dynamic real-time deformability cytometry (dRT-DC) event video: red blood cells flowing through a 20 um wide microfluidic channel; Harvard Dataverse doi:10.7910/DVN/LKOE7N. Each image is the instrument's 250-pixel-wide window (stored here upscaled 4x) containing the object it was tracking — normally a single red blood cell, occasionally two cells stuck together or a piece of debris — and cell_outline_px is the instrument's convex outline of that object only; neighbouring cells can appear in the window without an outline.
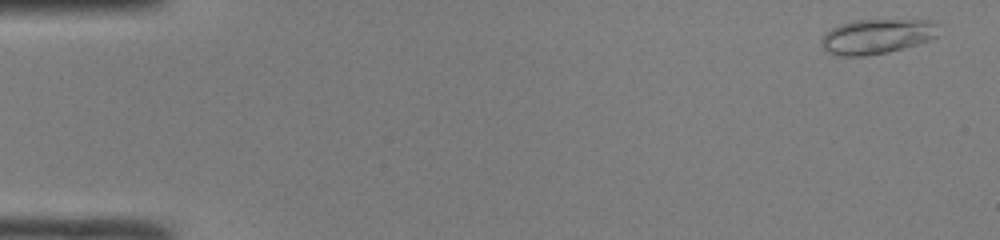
{"species": "common noctule bat (a hibernating species)", "species_latin": "Nyctalus noctula", "temperature_condition": "room temperature", "stored_images_in_passage": 48, "camera_frame_rate_fps": 3000, "um_per_image_px": 0.085, "animal": {"sex": "male", "body_mass_g": 19.0, "forearm_length_mm": 50.8}, "frame": {"image": 1, "passage_image": 2, "time_ms": 0.333, "image_size_px": [1000, 240], "cell_outline_px": [[940, 36], [916, 44], [888, 52], [864, 56], [840, 56], [828, 52], [820, 44], [820, 40], [824, 32], [840, 24], [852, 20], [928, 20], [940, 24]], "centroid_in_image_um": [74.55, 3.08], "position_along_channel_um": 10.5, "area_um2": 24.1}}
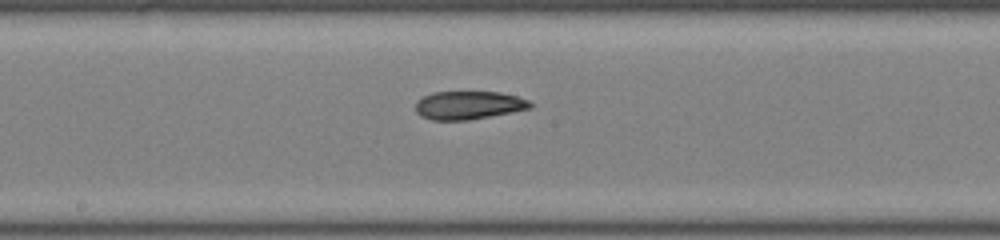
{"frame": {"image": 2, "passage_image": 26, "time_ms": 8.333, "image_size_px": [1000, 240], "cell_outline_px": [[532, 108], [468, 120], [432, 120], [420, 116], [416, 112], [416, 104], [424, 96], [432, 92], [500, 92], [516, 96], [528, 100], [532, 104]], "centroid_in_image_um": [39.82, 8.94], "position_along_channel_um": 208.4, "area_um2": 18.73}}
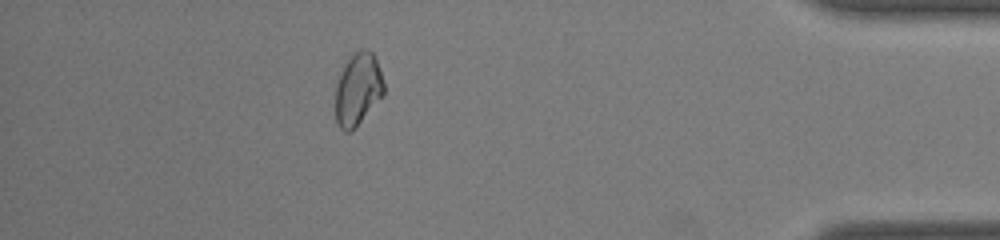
{"frame": {"image": 3, "passage_image": 43, "time_ms": 14.0, "image_size_px": [1000, 240], "cell_outline_px": [[384, 96], [348, 132], [344, 132], [336, 124], [336, 84], [340, 72], [344, 64], [360, 48], [372, 52], [376, 60], [384, 84]], "centroid_in_image_um": [30.41, 7.57], "position_along_channel_um": 404.8, "area_um2": 20.06}, "authors_computed_cell_mechanics": {"area_um2": 20.2589, "velocity_mm_per_s": 4.2336, "shape_relaxation_time_tau1_ms": null, "shape_relaxation_time_tau2_ms": 5.2732, "deformation_change_tau1": null, "deformation_change_tau2": 0.086}}